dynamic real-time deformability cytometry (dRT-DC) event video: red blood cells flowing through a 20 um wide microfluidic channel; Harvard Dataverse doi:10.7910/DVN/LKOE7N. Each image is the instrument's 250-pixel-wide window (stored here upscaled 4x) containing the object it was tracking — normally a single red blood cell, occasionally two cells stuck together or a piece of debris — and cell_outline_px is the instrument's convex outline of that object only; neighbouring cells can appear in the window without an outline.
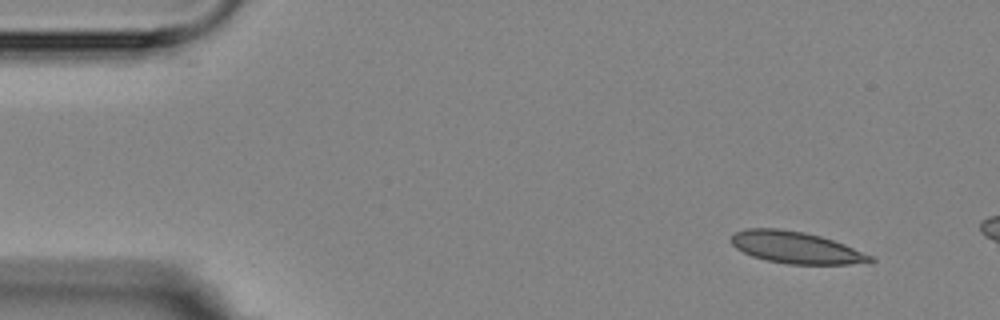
{"species": "Egyptian fruit bat (a non-hibernating species)", "species_latin": "Rousettus aegyptiacus", "temperature_condition": "room temperature", "stored_images_in_passage": 3, "camera_frame_rate_fps": 3000, "um_per_image_px": 0.085, "animal": {"sex": "female"}, "frame": {"image": 1, "passage_image": 1, "time_ms": 0.0, "image_size_px": [1000, 320], "cell_outline_px": [[876, 260], [872, 264], [788, 264], [764, 260], [752, 256], [736, 248], [732, 244], [732, 236], [736, 232], [744, 228], [776, 228], [804, 232], [820, 236], [844, 244], [872, 256]], "centroid_in_image_um": [67.69, 21.05], "position_along_channel_um": 17.3, "area_um2": 25.84}}